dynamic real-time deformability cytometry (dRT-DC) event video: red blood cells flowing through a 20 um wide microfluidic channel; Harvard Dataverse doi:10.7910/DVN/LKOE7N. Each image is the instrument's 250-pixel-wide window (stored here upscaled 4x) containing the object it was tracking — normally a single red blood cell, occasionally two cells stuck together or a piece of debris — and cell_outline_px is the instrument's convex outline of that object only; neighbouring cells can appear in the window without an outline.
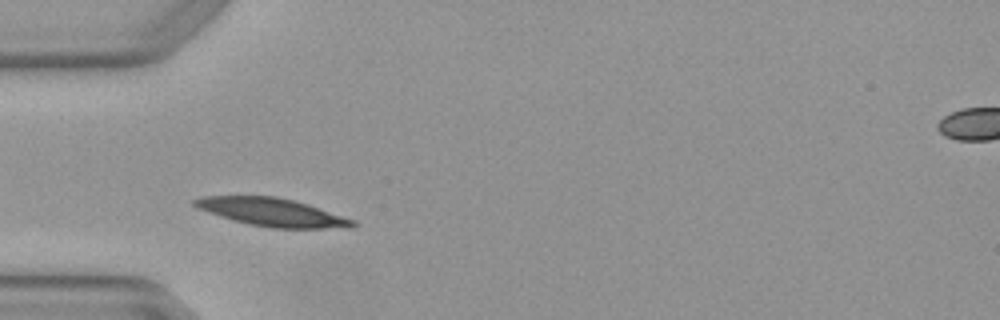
{"species": "Egyptian fruit bat (a non-hibernating species)", "species_latin": "Rousettus aegyptiacus", "temperature_condition": "warm", "stored_images_in_passage": 4, "camera_frame_rate_fps": 3000, "um_per_image_px": 0.085, "animal": {"sex": "female"}, "frame": {"image": 1, "passage_image": 3, "time_ms": 0.667, "image_size_px": [1000, 320], "cell_outline_px": [[360, 224], [352, 228], [272, 228], [248, 224], [220, 216], [208, 212], [192, 204], [192, 200], [204, 196], [276, 196], [308, 204], [356, 220]], "centroid_in_image_um": [23.2, 18.05], "position_along_channel_um": 61.8, "area_um2": 25.84}}
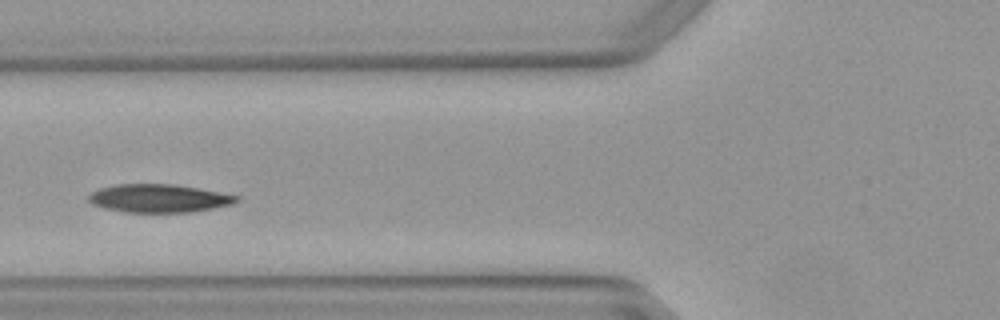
{"frame": {"image": 2, "passage_image": 4, "time_ms": 1.0, "image_size_px": [1000, 320], "cell_outline_px": [[240, 200], [232, 204], [212, 208], [188, 212], [124, 212], [104, 208], [92, 204], [88, 200], [88, 196], [92, 192], [100, 188], [116, 184], [176, 184], [240, 196]], "centroid_in_image_um": [13.49, 16.85], "position_along_channel_um": 112.3, "area_um2": 24.22}}